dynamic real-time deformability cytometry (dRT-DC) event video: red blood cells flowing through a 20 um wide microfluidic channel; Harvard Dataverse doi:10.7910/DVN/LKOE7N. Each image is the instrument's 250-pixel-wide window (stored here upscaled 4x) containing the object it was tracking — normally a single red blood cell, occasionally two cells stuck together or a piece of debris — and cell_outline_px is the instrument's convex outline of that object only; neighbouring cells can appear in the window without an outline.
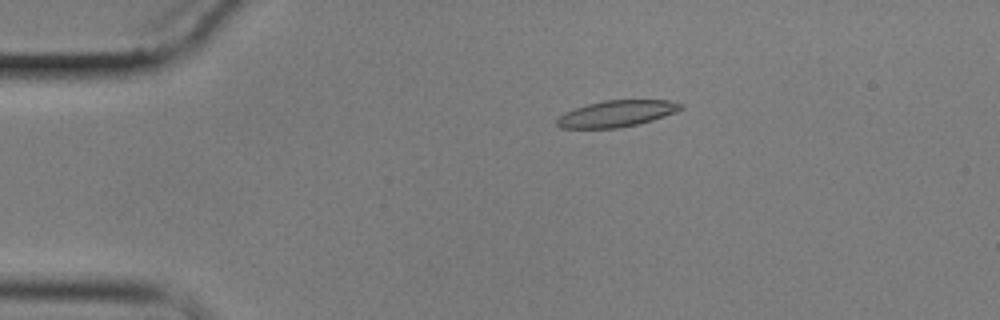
{"species": "common noctule bat (a hibernating species)", "species_latin": "Nyctalus noctula", "temperature_condition": "cold", "stored_images_in_passage": 7, "camera_frame_rate_fps": 3000, "um_per_image_px": 0.085, "animal": {"sex": "male", "body_mass_g": 17.9}, "frame": {"image": 1, "passage_image": 1, "time_ms": 0.0, "image_size_px": [1000, 320], "cell_outline_px": [[684, 108], [676, 112], [652, 120], [620, 128], [560, 128], [556, 124], [556, 120], [564, 112], [588, 104], [604, 100], [668, 100], [684, 104]], "centroid_in_image_um": [52.43, 9.65], "position_along_channel_um": 32.6, "area_um2": 19.02}}
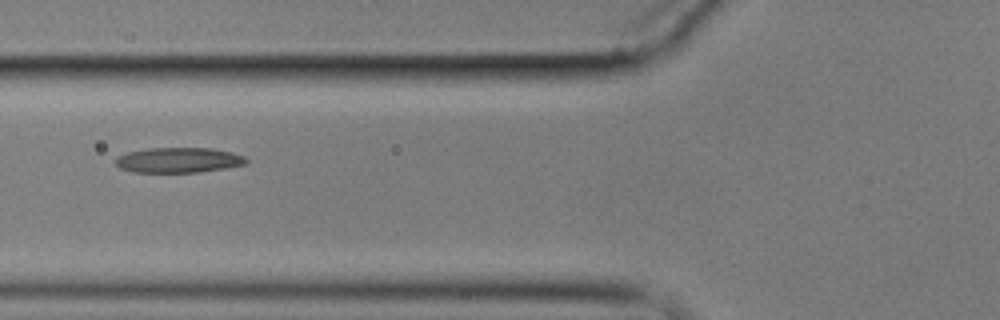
{"frame": {"image": 2, "passage_image": 4, "time_ms": 3.667, "image_size_px": [1000, 320], "cell_outline_px": [[248, 160], [244, 164], [224, 168], [196, 172], [132, 172], [120, 168], [116, 164], [116, 156], [128, 152], [148, 148], [212, 148], [232, 152], [244, 156]], "centroid_in_image_um": [15.15, 13.6], "position_along_channel_um": 110.7, "area_um2": 19.07}}
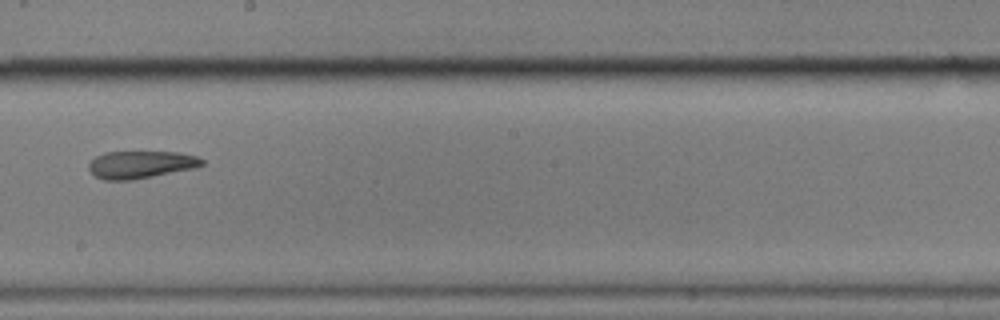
{"frame": {"image": 3, "passage_image": 7, "time_ms": 7.333, "image_size_px": [1000, 320], "cell_outline_px": [[204, 164], [196, 168], [132, 180], [104, 180], [96, 176], [88, 168], [88, 164], [96, 156], [104, 152], [180, 152], [196, 156], [204, 160]], "centroid_in_image_um": [11.98, 13.99], "position_along_channel_um": 236.2, "area_um2": 18.15}}